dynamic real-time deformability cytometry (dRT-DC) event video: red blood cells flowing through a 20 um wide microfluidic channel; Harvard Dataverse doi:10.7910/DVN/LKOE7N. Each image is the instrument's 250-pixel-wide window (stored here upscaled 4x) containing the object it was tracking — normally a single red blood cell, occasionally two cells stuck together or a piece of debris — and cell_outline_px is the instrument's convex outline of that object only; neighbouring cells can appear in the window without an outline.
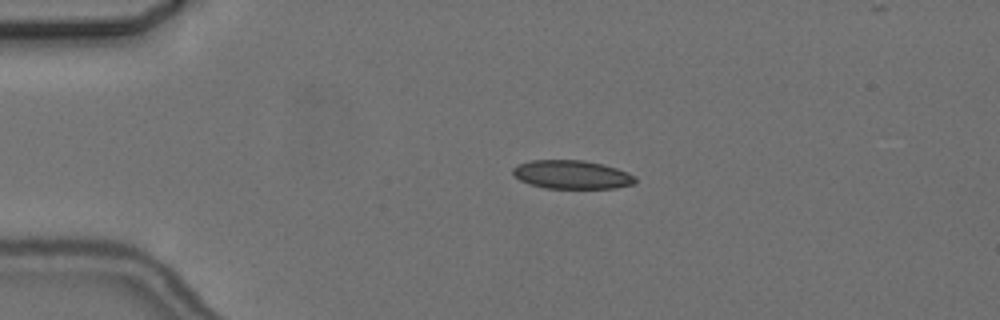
{"species": "common noctule bat (a hibernating species)", "species_latin": "Nyctalus noctula", "temperature_condition": "cold", "stored_images_in_passage": 2, "camera_frame_rate_fps": 3000, "um_per_image_px": 0.085, "animal": {"sex": "female", "body_mass_g": 24.6, "forearm_length_mm": 56.2}, "frame": {"image": 1, "passage_image": 1, "time_ms": 0.0, "image_size_px": [1000, 320], "cell_outline_px": [[636, 184], [616, 188], [544, 188], [520, 180], [512, 172], [512, 168], [516, 164], [532, 160], [584, 160], [604, 164], [628, 172], [636, 176]], "centroid_in_image_um": [48.64, 14.83], "position_along_channel_um": 36.4, "area_um2": 20.52}}